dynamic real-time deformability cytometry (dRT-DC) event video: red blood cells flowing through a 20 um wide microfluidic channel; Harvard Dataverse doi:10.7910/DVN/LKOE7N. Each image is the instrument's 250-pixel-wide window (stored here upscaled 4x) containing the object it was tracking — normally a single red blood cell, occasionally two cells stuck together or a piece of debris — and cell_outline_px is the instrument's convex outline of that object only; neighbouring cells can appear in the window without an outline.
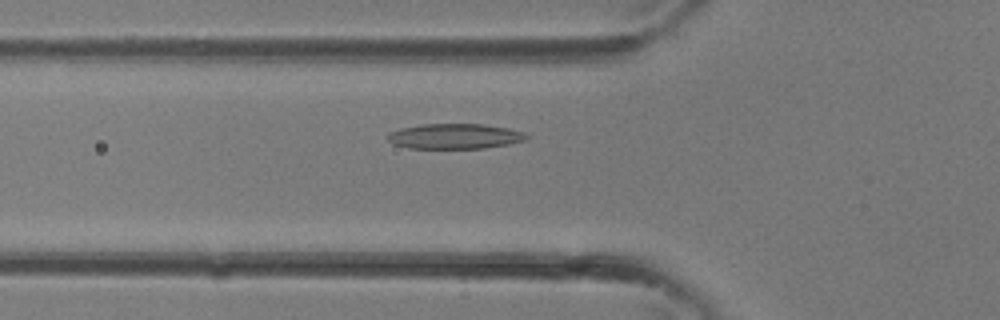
{"species": "common noctule bat (a hibernating species)", "species_latin": "Nyctalus noctula", "temperature_condition": "room temperature", "stored_images_in_passage": 34, "camera_frame_rate_fps": 3000, "um_per_image_px": 0.085, "animal": {"sex": "female"}, "frame": {"image": 1, "passage_image": 12, "time_ms": 3.667, "image_size_px": [1000, 320], "cell_outline_px": [[528, 136], [524, 140], [508, 144], [484, 148], [408, 148], [396, 144], [388, 140], [388, 132], [400, 128], [424, 124], [484, 124], [508, 128], [524, 132]], "centroid_in_image_um": [38.65, 11.57], "position_along_channel_um": 87.1, "area_um2": 20.23}}
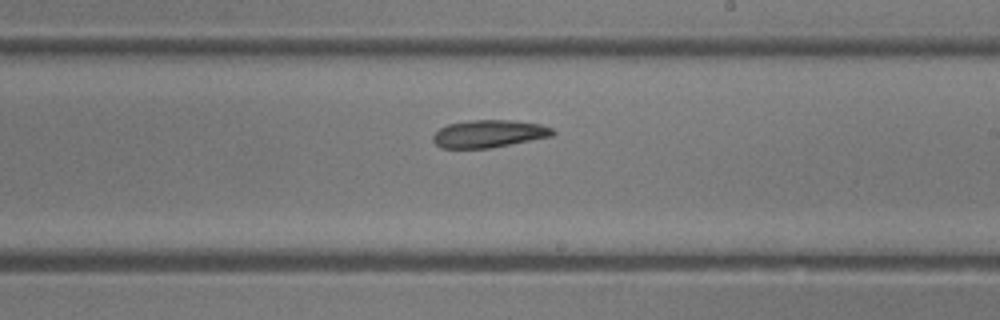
{"frame": {"image": 2, "passage_image": 20, "time_ms": 6.333, "image_size_px": [1000, 320], "cell_outline_px": [[556, 132], [552, 136], [492, 148], [440, 148], [432, 140], [432, 136], [440, 128], [448, 124], [472, 120], [512, 120], [540, 124], [552, 128]], "centroid_in_image_um": [41.56, 11.37], "position_along_channel_um": 247.4, "area_um2": 19.25}}
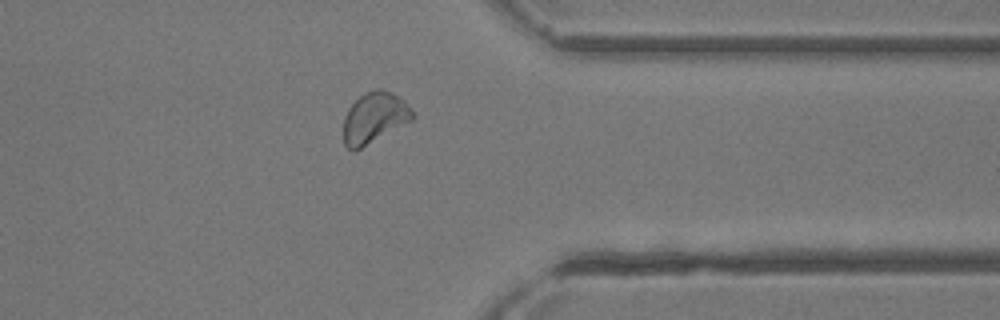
{"frame": {"image": 3, "passage_image": 27, "time_ms": 8.667, "image_size_px": [1000, 320], "cell_outline_px": [[416, 116], [412, 120], [360, 148], [352, 152], [344, 144], [344, 116], [348, 108], [364, 92], [376, 88], [380, 88], [392, 92], [400, 96], [412, 108]], "centroid_in_image_um": [31.84, 9.97], "position_along_channel_um": 379.6, "area_um2": 20.52}}